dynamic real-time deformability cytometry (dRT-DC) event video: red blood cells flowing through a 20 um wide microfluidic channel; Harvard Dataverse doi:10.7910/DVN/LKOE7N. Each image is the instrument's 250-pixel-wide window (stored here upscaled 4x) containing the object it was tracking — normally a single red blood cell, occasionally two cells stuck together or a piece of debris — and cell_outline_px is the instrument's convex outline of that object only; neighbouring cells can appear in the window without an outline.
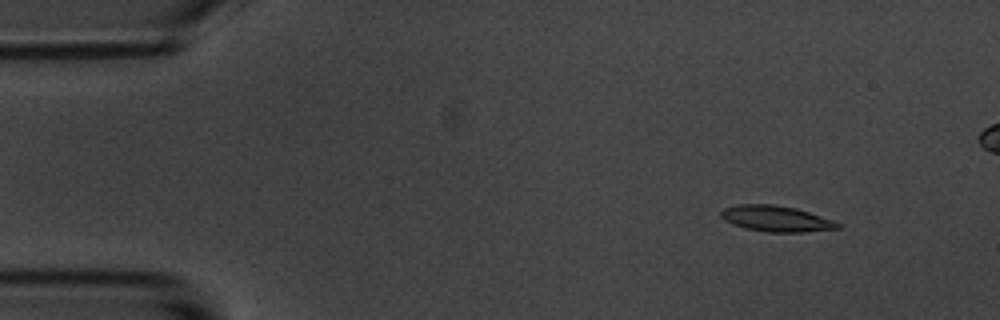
{"species": "common noctule bat (a hibernating species)", "species_latin": "Nyctalus noctula", "temperature_condition": "room temperature", "stored_images_in_passage": 5, "camera_frame_rate_fps": 3000, "um_per_image_px": 0.085, "animal": {"sex": "male", "body_mass_g": 20.1, "forearm_length_mm": 53.5}, "frame": {"image": 1, "passage_image": 5, "time_ms": 5.667, "image_size_px": [1000, 320], "cell_outline_px": [[840, 228], [804, 232], [768, 232], [744, 228], [732, 224], [724, 220], [720, 216], [720, 212], [724, 208], [740, 204], [772, 204], [796, 208], [832, 220], [840, 224]], "centroid_in_image_um": [65.93, 18.59], "position_along_channel_um": 19.1, "area_um2": 17.51}}